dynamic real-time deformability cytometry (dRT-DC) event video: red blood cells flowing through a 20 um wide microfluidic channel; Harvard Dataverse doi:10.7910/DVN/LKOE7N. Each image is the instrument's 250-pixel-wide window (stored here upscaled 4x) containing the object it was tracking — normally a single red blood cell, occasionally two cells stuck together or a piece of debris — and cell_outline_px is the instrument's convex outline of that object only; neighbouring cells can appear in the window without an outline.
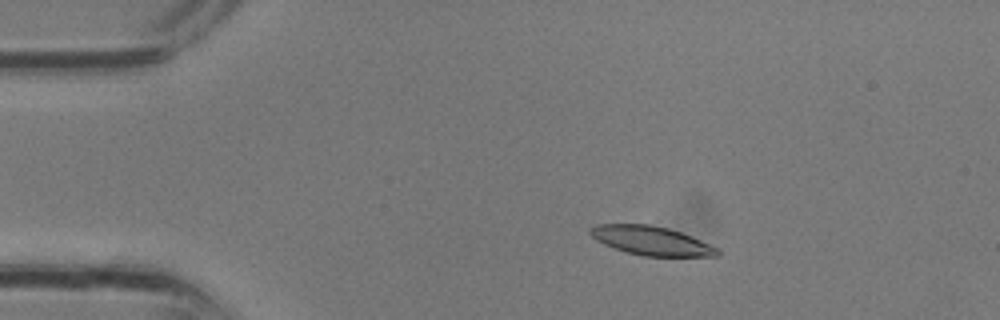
{"species": "common noctule bat (a hibernating species)", "species_latin": "Nyctalus noctula", "temperature_condition": "room temperature", "stored_images_in_passage": 30, "camera_frame_rate_fps": 3000, "um_per_image_px": 0.085, "animal": {"sex": "male", "body_mass_g": 13.3}, "frame": {"image": 1, "passage_image": 5, "time_ms": 1.333, "image_size_px": [1000, 320], "cell_outline_px": [[720, 256], [644, 256], [628, 252], [604, 244], [596, 240], [588, 232], [588, 228], [596, 224], [652, 224], [668, 228], [680, 232], [720, 248]], "centroid_in_image_um": [55.36, 20.45], "position_along_channel_um": 29.6, "area_um2": 21.44}}
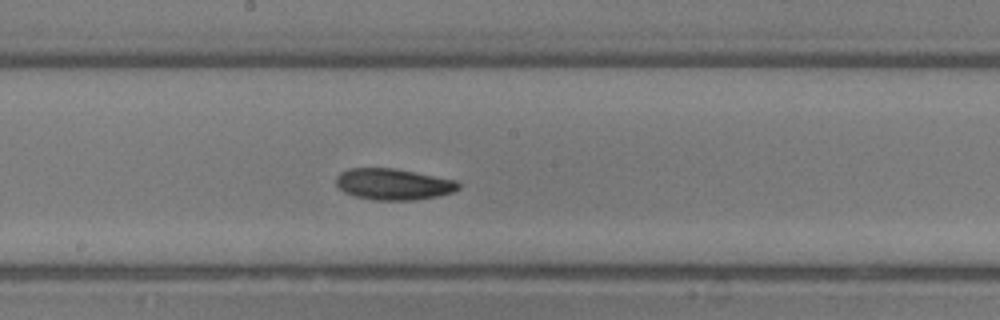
{"frame": {"image": 2, "passage_image": 16, "time_ms": 5.0, "image_size_px": [1000, 320], "cell_outline_px": [[460, 188], [452, 192], [436, 196], [416, 200], [372, 200], [352, 196], [344, 192], [336, 184], [336, 176], [340, 172], [348, 168], [396, 168], [456, 180], [460, 184]], "centroid_in_image_um": [33.41, 15.65], "position_along_channel_um": 214.8, "area_um2": 22.48}}
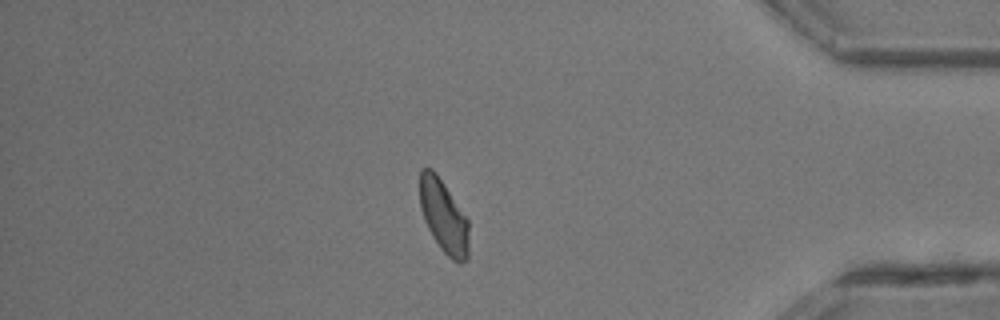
{"frame": {"image": 3, "passage_image": 26, "time_ms": 8.333, "image_size_px": [1000, 320], "cell_outline_px": [[468, 260], [460, 264], [452, 260], [440, 248], [432, 236], [424, 220], [420, 204], [420, 168], [432, 168], [436, 172], [468, 220]], "centroid_in_image_um": [37.71, 18.41], "position_along_channel_um": 397.5, "area_um2": 20.81}}